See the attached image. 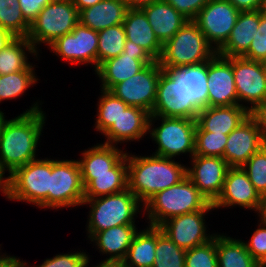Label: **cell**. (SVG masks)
<instances>
[{
	"mask_svg": "<svg viewBox=\"0 0 266 267\" xmlns=\"http://www.w3.org/2000/svg\"><path fill=\"white\" fill-rule=\"evenodd\" d=\"M191 159V168H186L187 177L213 203L222 192L230 166L223 157L194 155Z\"/></svg>",
	"mask_w": 266,
	"mask_h": 267,
	"instance_id": "cell-16",
	"label": "cell"
},
{
	"mask_svg": "<svg viewBox=\"0 0 266 267\" xmlns=\"http://www.w3.org/2000/svg\"><path fill=\"white\" fill-rule=\"evenodd\" d=\"M79 23V11L73 1L47 4L31 23L27 39L38 52L41 43L49 46L57 38L71 33Z\"/></svg>",
	"mask_w": 266,
	"mask_h": 267,
	"instance_id": "cell-8",
	"label": "cell"
},
{
	"mask_svg": "<svg viewBox=\"0 0 266 267\" xmlns=\"http://www.w3.org/2000/svg\"><path fill=\"white\" fill-rule=\"evenodd\" d=\"M249 116L250 111L241 105L205 107L198 113L195 131L229 135Z\"/></svg>",
	"mask_w": 266,
	"mask_h": 267,
	"instance_id": "cell-20",
	"label": "cell"
},
{
	"mask_svg": "<svg viewBox=\"0 0 266 267\" xmlns=\"http://www.w3.org/2000/svg\"><path fill=\"white\" fill-rule=\"evenodd\" d=\"M127 152L118 146L100 143L82 152L81 160H77L81 175L112 174V168L126 155Z\"/></svg>",
	"mask_w": 266,
	"mask_h": 267,
	"instance_id": "cell-29",
	"label": "cell"
},
{
	"mask_svg": "<svg viewBox=\"0 0 266 267\" xmlns=\"http://www.w3.org/2000/svg\"><path fill=\"white\" fill-rule=\"evenodd\" d=\"M185 267H218L216 235L209 242L186 250Z\"/></svg>",
	"mask_w": 266,
	"mask_h": 267,
	"instance_id": "cell-41",
	"label": "cell"
},
{
	"mask_svg": "<svg viewBox=\"0 0 266 267\" xmlns=\"http://www.w3.org/2000/svg\"><path fill=\"white\" fill-rule=\"evenodd\" d=\"M163 71L158 61L147 64L136 75L115 84L109 91L129 106H136L152 113L160 73Z\"/></svg>",
	"mask_w": 266,
	"mask_h": 267,
	"instance_id": "cell-11",
	"label": "cell"
},
{
	"mask_svg": "<svg viewBox=\"0 0 266 267\" xmlns=\"http://www.w3.org/2000/svg\"><path fill=\"white\" fill-rule=\"evenodd\" d=\"M250 116L255 120L266 140V99L250 111Z\"/></svg>",
	"mask_w": 266,
	"mask_h": 267,
	"instance_id": "cell-47",
	"label": "cell"
},
{
	"mask_svg": "<svg viewBox=\"0 0 266 267\" xmlns=\"http://www.w3.org/2000/svg\"><path fill=\"white\" fill-rule=\"evenodd\" d=\"M122 53L135 55V58L139 60H154L142 47L129 40L125 41Z\"/></svg>",
	"mask_w": 266,
	"mask_h": 267,
	"instance_id": "cell-48",
	"label": "cell"
},
{
	"mask_svg": "<svg viewBox=\"0 0 266 267\" xmlns=\"http://www.w3.org/2000/svg\"><path fill=\"white\" fill-rule=\"evenodd\" d=\"M265 144L260 128L249 116L228 135L223 158L230 167H242Z\"/></svg>",
	"mask_w": 266,
	"mask_h": 267,
	"instance_id": "cell-18",
	"label": "cell"
},
{
	"mask_svg": "<svg viewBox=\"0 0 266 267\" xmlns=\"http://www.w3.org/2000/svg\"><path fill=\"white\" fill-rule=\"evenodd\" d=\"M240 11L227 0H209L193 20L218 51L228 40Z\"/></svg>",
	"mask_w": 266,
	"mask_h": 267,
	"instance_id": "cell-12",
	"label": "cell"
},
{
	"mask_svg": "<svg viewBox=\"0 0 266 267\" xmlns=\"http://www.w3.org/2000/svg\"><path fill=\"white\" fill-rule=\"evenodd\" d=\"M232 71L238 97V105L252 111L266 99V69L261 61L244 57H232ZM250 103L249 106H245ZM242 102V104H240Z\"/></svg>",
	"mask_w": 266,
	"mask_h": 267,
	"instance_id": "cell-14",
	"label": "cell"
},
{
	"mask_svg": "<svg viewBox=\"0 0 266 267\" xmlns=\"http://www.w3.org/2000/svg\"><path fill=\"white\" fill-rule=\"evenodd\" d=\"M157 227L149 226L137 232L128 249L123 267H153L156 259L155 248Z\"/></svg>",
	"mask_w": 266,
	"mask_h": 267,
	"instance_id": "cell-30",
	"label": "cell"
},
{
	"mask_svg": "<svg viewBox=\"0 0 266 267\" xmlns=\"http://www.w3.org/2000/svg\"><path fill=\"white\" fill-rule=\"evenodd\" d=\"M32 56L39 54L27 37H16L9 45L0 50V75L19 72L25 70L31 63L28 61L26 52Z\"/></svg>",
	"mask_w": 266,
	"mask_h": 267,
	"instance_id": "cell-32",
	"label": "cell"
},
{
	"mask_svg": "<svg viewBox=\"0 0 266 267\" xmlns=\"http://www.w3.org/2000/svg\"><path fill=\"white\" fill-rule=\"evenodd\" d=\"M136 225H118L94 233L89 239L95 243L100 253L109 254L102 262L121 263L128 252L135 234L139 231Z\"/></svg>",
	"mask_w": 266,
	"mask_h": 267,
	"instance_id": "cell-22",
	"label": "cell"
},
{
	"mask_svg": "<svg viewBox=\"0 0 266 267\" xmlns=\"http://www.w3.org/2000/svg\"><path fill=\"white\" fill-rule=\"evenodd\" d=\"M218 267H262L248 252L242 239L216 234Z\"/></svg>",
	"mask_w": 266,
	"mask_h": 267,
	"instance_id": "cell-31",
	"label": "cell"
},
{
	"mask_svg": "<svg viewBox=\"0 0 266 267\" xmlns=\"http://www.w3.org/2000/svg\"><path fill=\"white\" fill-rule=\"evenodd\" d=\"M216 53L198 25L193 20H188L163 45L158 62L163 70L177 69L209 61Z\"/></svg>",
	"mask_w": 266,
	"mask_h": 267,
	"instance_id": "cell-5",
	"label": "cell"
},
{
	"mask_svg": "<svg viewBox=\"0 0 266 267\" xmlns=\"http://www.w3.org/2000/svg\"><path fill=\"white\" fill-rule=\"evenodd\" d=\"M100 1L102 0H73V3L75 7L78 9V11L80 12L81 10L91 7L99 3Z\"/></svg>",
	"mask_w": 266,
	"mask_h": 267,
	"instance_id": "cell-53",
	"label": "cell"
},
{
	"mask_svg": "<svg viewBox=\"0 0 266 267\" xmlns=\"http://www.w3.org/2000/svg\"><path fill=\"white\" fill-rule=\"evenodd\" d=\"M0 192L5 194V177L1 173H0Z\"/></svg>",
	"mask_w": 266,
	"mask_h": 267,
	"instance_id": "cell-56",
	"label": "cell"
},
{
	"mask_svg": "<svg viewBox=\"0 0 266 267\" xmlns=\"http://www.w3.org/2000/svg\"><path fill=\"white\" fill-rule=\"evenodd\" d=\"M242 57L254 61H266V14L261 11L260 25L248 51Z\"/></svg>",
	"mask_w": 266,
	"mask_h": 267,
	"instance_id": "cell-44",
	"label": "cell"
},
{
	"mask_svg": "<svg viewBox=\"0 0 266 267\" xmlns=\"http://www.w3.org/2000/svg\"><path fill=\"white\" fill-rule=\"evenodd\" d=\"M188 20H194L209 0H165Z\"/></svg>",
	"mask_w": 266,
	"mask_h": 267,
	"instance_id": "cell-45",
	"label": "cell"
},
{
	"mask_svg": "<svg viewBox=\"0 0 266 267\" xmlns=\"http://www.w3.org/2000/svg\"><path fill=\"white\" fill-rule=\"evenodd\" d=\"M0 27L16 37H27L30 24L24 19L18 0H0Z\"/></svg>",
	"mask_w": 266,
	"mask_h": 267,
	"instance_id": "cell-38",
	"label": "cell"
},
{
	"mask_svg": "<svg viewBox=\"0 0 266 267\" xmlns=\"http://www.w3.org/2000/svg\"><path fill=\"white\" fill-rule=\"evenodd\" d=\"M260 196L266 191V144L242 166Z\"/></svg>",
	"mask_w": 266,
	"mask_h": 267,
	"instance_id": "cell-40",
	"label": "cell"
},
{
	"mask_svg": "<svg viewBox=\"0 0 266 267\" xmlns=\"http://www.w3.org/2000/svg\"><path fill=\"white\" fill-rule=\"evenodd\" d=\"M88 263H90V259L87 262L86 267L89 266ZM92 267H123V266H122V263H119V262H102L101 261V262H99V264L92 266Z\"/></svg>",
	"mask_w": 266,
	"mask_h": 267,
	"instance_id": "cell-55",
	"label": "cell"
},
{
	"mask_svg": "<svg viewBox=\"0 0 266 267\" xmlns=\"http://www.w3.org/2000/svg\"><path fill=\"white\" fill-rule=\"evenodd\" d=\"M38 102L15 118L0 122V173L5 177L17 168L36 160L46 115Z\"/></svg>",
	"mask_w": 266,
	"mask_h": 267,
	"instance_id": "cell-1",
	"label": "cell"
},
{
	"mask_svg": "<svg viewBox=\"0 0 266 267\" xmlns=\"http://www.w3.org/2000/svg\"><path fill=\"white\" fill-rule=\"evenodd\" d=\"M128 7L125 0H102L79 12V23L96 32L123 24Z\"/></svg>",
	"mask_w": 266,
	"mask_h": 267,
	"instance_id": "cell-27",
	"label": "cell"
},
{
	"mask_svg": "<svg viewBox=\"0 0 266 267\" xmlns=\"http://www.w3.org/2000/svg\"><path fill=\"white\" fill-rule=\"evenodd\" d=\"M200 110L184 91V76L177 69L163 70L150 116L197 119Z\"/></svg>",
	"mask_w": 266,
	"mask_h": 267,
	"instance_id": "cell-9",
	"label": "cell"
},
{
	"mask_svg": "<svg viewBox=\"0 0 266 267\" xmlns=\"http://www.w3.org/2000/svg\"><path fill=\"white\" fill-rule=\"evenodd\" d=\"M259 25L260 10L240 11L228 40L217 54L226 58L242 57L248 51Z\"/></svg>",
	"mask_w": 266,
	"mask_h": 267,
	"instance_id": "cell-23",
	"label": "cell"
},
{
	"mask_svg": "<svg viewBox=\"0 0 266 267\" xmlns=\"http://www.w3.org/2000/svg\"><path fill=\"white\" fill-rule=\"evenodd\" d=\"M0 267H23V264L19 258L4 253L0 255Z\"/></svg>",
	"mask_w": 266,
	"mask_h": 267,
	"instance_id": "cell-50",
	"label": "cell"
},
{
	"mask_svg": "<svg viewBox=\"0 0 266 267\" xmlns=\"http://www.w3.org/2000/svg\"><path fill=\"white\" fill-rule=\"evenodd\" d=\"M207 107L238 105L232 57L215 54L207 61Z\"/></svg>",
	"mask_w": 266,
	"mask_h": 267,
	"instance_id": "cell-17",
	"label": "cell"
},
{
	"mask_svg": "<svg viewBox=\"0 0 266 267\" xmlns=\"http://www.w3.org/2000/svg\"><path fill=\"white\" fill-rule=\"evenodd\" d=\"M185 252V249L178 247L157 227L156 259L153 267H185Z\"/></svg>",
	"mask_w": 266,
	"mask_h": 267,
	"instance_id": "cell-37",
	"label": "cell"
},
{
	"mask_svg": "<svg viewBox=\"0 0 266 267\" xmlns=\"http://www.w3.org/2000/svg\"><path fill=\"white\" fill-rule=\"evenodd\" d=\"M209 200L186 176L176 185L156 193L144 205L149 226L159 227L166 220L182 214L203 210Z\"/></svg>",
	"mask_w": 266,
	"mask_h": 267,
	"instance_id": "cell-3",
	"label": "cell"
},
{
	"mask_svg": "<svg viewBox=\"0 0 266 267\" xmlns=\"http://www.w3.org/2000/svg\"><path fill=\"white\" fill-rule=\"evenodd\" d=\"M33 64L25 70L0 75V103L4 100L21 97L30 86L38 81Z\"/></svg>",
	"mask_w": 266,
	"mask_h": 267,
	"instance_id": "cell-34",
	"label": "cell"
},
{
	"mask_svg": "<svg viewBox=\"0 0 266 267\" xmlns=\"http://www.w3.org/2000/svg\"><path fill=\"white\" fill-rule=\"evenodd\" d=\"M177 70L184 76V91L188 98H191L200 109L207 107V61L179 67Z\"/></svg>",
	"mask_w": 266,
	"mask_h": 267,
	"instance_id": "cell-33",
	"label": "cell"
},
{
	"mask_svg": "<svg viewBox=\"0 0 266 267\" xmlns=\"http://www.w3.org/2000/svg\"><path fill=\"white\" fill-rule=\"evenodd\" d=\"M15 38L9 30L0 27V50L6 48Z\"/></svg>",
	"mask_w": 266,
	"mask_h": 267,
	"instance_id": "cell-51",
	"label": "cell"
},
{
	"mask_svg": "<svg viewBox=\"0 0 266 267\" xmlns=\"http://www.w3.org/2000/svg\"><path fill=\"white\" fill-rule=\"evenodd\" d=\"M140 203L129 189L117 194L84 198L81 206L89 204V209L91 208L87 218L88 238L96 232L118 225H136L135 218L143 208V204Z\"/></svg>",
	"mask_w": 266,
	"mask_h": 267,
	"instance_id": "cell-4",
	"label": "cell"
},
{
	"mask_svg": "<svg viewBox=\"0 0 266 267\" xmlns=\"http://www.w3.org/2000/svg\"><path fill=\"white\" fill-rule=\"evenodd\" d=\"M73 0H49L50 3H56V2H69Z\"/></svg>",
	"mask_w": 266,
	"mask_h": 267,
	"instance_id": "cell-58",
	"label": "cell"
},
{
	"mask_svg": "<svg viewBox=\"0 0 266 267\" xmlns=\"http://www.w3.org/2000/svg\"><path fill=\"white\" fill-rule=\"evenodd\" d=\"M3 116H4V113L0 110V122H1V120L3 118Z\"/></svg>",
	"mask_w": 266,
	"mask_h": 267,
	"instance_id": "cell-59",
	"label": "cell"
},
{
	"mask_svg": "<svg viewBox=\"0 0 266 267\" xmlns=\"http://www.w3.org/2000/svg\"><path fill=\"white\" fill-rule=\"evenodd\" d=\"M123 27L126 40L142 47L155 61L160 59L163 45L155 36L152 26L141 9H128Z\"/></svg>",
	"mask_w": 266,
	"mask_h": 267,
	"instance_id": "cell-25",
	"label": "cell"
},
{
	"mask_svg": "<svg viewBox=\"0 0 266 267\" xmlns=\"http://www.w3.org/2000/svg\"><path fill=\"white\" fill-rule=\"evenodd\" d=\"M157 1L161 0H125L128 9H141Z\"/></svg>",
	"mask_w": 266,
	"mask_h": 267,
	"instance_id": "cell-52",
	"label": "cell"
},
{
	"mask_svg": "<svg viewBox=\"0 0 266 267\" xmlns=\"http://www.w3.org/2000/svg\"><path fill=\"white\" fill-rule=\"evenodd\" d=\"M160 119V126L153 127L154 122ZM196 125V119L150 116L148 134L158 145L153 154L173 159L180 154L189 153L192 158L195 153Z\"/></svg>",
	"mask_w": 266,
	"mask_h": 267,
	"instance_id": "cell-7",
	"label": "cell"
},
{
	"mask_svg": "<svg viewBox=\"0 0 266 267\" xmlns=\"http://www.w3.org/2000/svg\"><path fill=\"white\" fill-rule=\"evenodd\" d=\"M84 186L77 160L50 159L49 208L81 206Z\"/></svg>",
	"mask_w": 266,
	"mask_h": 267,
	"instance_id": "cell-10",
	"label": "cell"
},
{
	"mask_svg": "<svg viewBox=\"0 0 266 267\" xmlns=\"http://www.w3.org/2000/svg\"><path fill=\"white\" fill-rule=\"evenodd\" d=\"M260 11H261L263 14H266V0H262V4H261V7H260Z\"/></svg>",
	"mask_w": 266,
	"mask_h": 267,
	"instance_id": "cell-57",
	"label": "cell"
},
{
	"mask_svg": "<svg viewBox=\"0 0 266 267\" xmlns=\"http://www.w3.org/2000/svg\"><path fill=\"white\" fill-rule=\"evenodd\" d=\"M150 113L146 110L129 106L111 127L103 134L107 138L104 142L109 145L128 141H139L148 134Z\"/></svg>",
	"mask_w": 266,
	"mask_h": 267,
	"instance_id": "cell-21",
	"label": "cell"
},
{
	"mask_svg": "<svg viewBox=\"0 0 266 267\" xmlns=\"http://www.w3.org/2000/svg\"><path fill=\"white\" fill-rule=\"evenodd\" d=\"M215 208L210 202L203 210L172 217L159 228L178 247L188 250L209 242L216 234L207 233L205 215ZM206 226V227H205Z\"/></svg>",
	"mask_w": 266,
	"mask_h": 267,
	"instance_id": "cell-13",
	"label": "cell"
},
{
	"mask_svg": "<svg viewBox=\"0 0 266 267\" xmlns=\"http://www.w3.org/2000/svg\"><path fill=\"white\" fill-rule=\"evenodd\" d=\"M159 42L164 45L188 21L167 1L161 0L142 7Z\"/></svg>",
	"mask_w": 266,
	"mask_h": 267,
	"instance_id": "cell-24",
	"label": "cell"
},
{
	"mask_svg": "<svg viewBox=\"0 0 266 267\" xmlns=\"http://www.w3.org/2000/svg\"><path fill=\"white\" fill-rule=\"evenodd\" d=\"M48 48L71 65L92 64L94 71L97 70L98 32L80 23L71 33L57 38Z\"/></svg>",
	"mask_w": 266,
	"mask_h": 267,
	"instance_id": "cell-15",
	"label": "cell"
},
{
	"mask_svg": "<svg viewBox=\"0 0 266 267\" xmlns=\"http://www.w3.org/2000/svg\"><path fill=\"white\" fill-rule=\"evenodd\" d=\"M24 19L31 25L49 0H18Z\"/></svg>",
	"mask_w": 266,
	"mask_h": 267,
	"instance_id": "cell-46",
	"label": "cell"
},
{
	"mask_svg": "<svg viewBox=\"0 0 266 267\" xmlns=\"http://www.w3.org/2000/svg\"><path fill=\"white\" fill-rule=\"evenodd\" d=\"M128 189L143 203L156 193L163 191L183 180L186 166L172 158L151 156H136L128 154Z\"/></svg>",
	"mask_w": 266,
	"mask_h": 267,
	"instance_id": "cell-2",
	"label": "cell"
},
{
	"mask_svg": "<svg viewBox=\"0 0 266 267\" xmlns=\"http://www.w3.org/2000/svg\"><path fill=\"white\" fill-rule=\"evenodd\" d=\"M259 221V228L253 232L251 239L243 242L250 255L262 267H266V220L259 219Z\"/></svg>",
	"mask_w": 266,
	"mask_h": 267,
	"instance_id": "cell-42",
	"label": "cell"
},
{
	"mask_svg": "<svg viewBox=\"0 0 266 267\" xmlns=\"http://www.w3.org/2000/svg\"><path fill=\"white\" fill-rule=\"evenodd\" d=\"M228 135L208 131H195L194 155L223 157Z\"/></svg>",
	"mask_w": 266,
	"mask_h": 267,
	"instance_id": "cell-39",
	"label": "cell"
},
{
	"mask_svg": "<svg viewBox=\"0 0 266 267\" xmlns=\"http://www.w3.org/2000/svg\"><path fill=\"white\" fill-rule=\"evenodd\" d=\"M257 215H259V219L266 220V191L260 196V206Z\"/></svg>",
	"mask_w": 266,
	"mask_h": 267,
	"instance_id": "cell-54",
	"label": "cell"
},
{
	"mask_svg": "<svg viewBox=\"0 0 266 267\" xmlns=\"http://www.w3.org/2000/svg\"><path fill=\"white\" fill-rule=\"evenodd\" d=\"M239 11L260 10L262 0H227Z\"/></svg>",
	"mask_w": 266,
	"mask_h": 267,
	"instance_id": "cell-49",
	"label": "cell"
},
{
	"mask_svg": "<svg viewBox=\"0 0 266 267\" xmlns=\"http://www.w3.org/2000/svg\"><path fill=\"white\" fill-rule=\"evenodd\" d=\"M128 164L125 155L113 168L112 174L81 175L84 198L117 194L128 189Z\"/></svg>",
	"mask_w": 266,
	"mask_h": 267,
	"instance_id": "cell-26",
	"label": "cell"
},
{
	"mask_svg": "<svg viewBox=\"0 0 266 267\" xmlns=\"http://www.w3.org/2000/svg\"><path fill=\"white\" fill-rule=\"evenodd\" d=\"M212 204L215 209L238 205L243 209L257 212L260 206V194L242 167H230L222 192Z\"/></svg>",
	"mask_w": 266,
	"mask_h": 267,
	"instance_id": "cell-19",
	"label": "cell"
},
{
	"mask_svg": "<svg viewBox=\"0 0 266 267\" xmlns=\"http://www.w3.org/2000/svg\"><path fill=\"white\" fill-rule=\"evenodd\" d=\"M101 96L98 99L97 118L95 122V129L101 134H104L111 125L117 121L121 113L124 112L129 105L122 99L116 97L109 90L101 89Z\"/></svg>",
	"mask_w": 266,
	"mask_h": 267,
	"instance_id": "cell-35",
	"label": "cell"
},
{
	"mask_svg": "<svg viewBox=\"0 0 266 267\" xmlns=\"http://www.w3.org/2000/svg\"><path fill=\"white\" fill-rule=\"evenodd\" d=\"M154 60H139L135 55L121 53L115 58L104 61L95 71L101 80V89L110 90L115 84L136 75Z\"/></svg>",
	"mask_w": 266,
	"mask_h": 267,
	"instance_id": "cell-28",
	"label": "cell"
},
{
	"mask_svg": "<svg viewBox=\"0 0 266 267\" xmlns=\"http://www.w3.org/2000/svg\"><path fill=\"white\" fill-rule=\"evenodd\" d=\"M90 257L86 254V252H69L58 254L53 256V258H47L41 265L33 266V267H86L87 262ZM23 267H27L28 263L22 260ZM28 267H32L31 265Z\"/></svg>",
	"mask_w": 266,
	"mask_h": 267,
	"instance_id": "cell-43",
	"label": "cell"
},
{
	"mask_svg": "<svg viewBox=\"0 0 266 267\" xmlns=\"http://www.w3.org/2000/svg\"><path fill=\"white\" fill-rule=\"evenodd\" d=\"M126 41L123 24L102 29L98 32L97 68L111 58L120 55Z\"/></svg>",
	"mask_w": 266,
	"mask_h": 267,
	"instance_id": "cell-36",
	"label": "cell"
},
{
	"mask_svg": "<svg viewBox=\"0 0 266 267\" xmlns=\"http://www.w3.org/2000/svg\"><path fill=\"white\" fill-rule=\"evenodd\" d=\"M50 159H36L5 178V197L49 209Z\"/></svg>",
	"mask_w": 266,
	"mask_h": 267,
	"instance_id": "cell-6",
	"label": "cell"
}]
</instances>
